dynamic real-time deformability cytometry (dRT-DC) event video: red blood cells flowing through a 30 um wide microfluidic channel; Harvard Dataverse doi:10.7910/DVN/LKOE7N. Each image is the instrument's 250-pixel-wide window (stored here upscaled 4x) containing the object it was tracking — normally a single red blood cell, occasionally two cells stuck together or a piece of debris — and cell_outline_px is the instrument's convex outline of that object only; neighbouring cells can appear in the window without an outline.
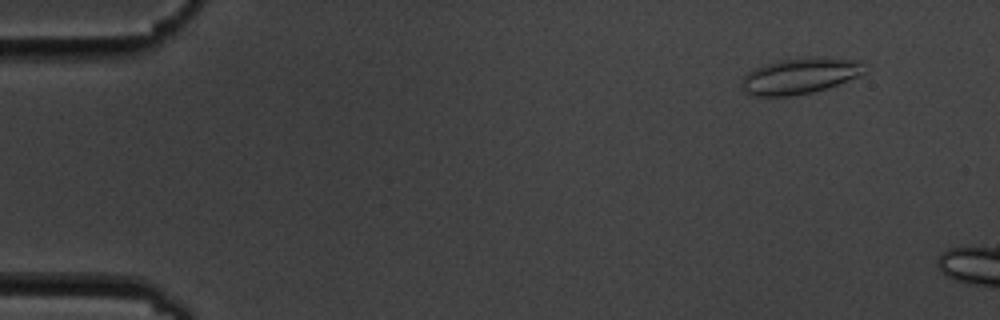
{"species": "common noctule bat (a hibernating species)", "species_latin": "Nyctalus noctula", "temperature_condition": "cold", "stored_images_in_passage": 4, "camera_frame_rate_fps": 3000, "um_per_image_px": 0.085, "animal": {"sex": "male", "body_mass_g": 19.5, "forearm_length_mm": 54.6}, "frame": {"image": 1, "passage_image": 2, "time_ms": 1.333, "image_size_px": [1000, 320], "cell_outline_px": [[864, 72], [860, 76], [812, 92], [788, 96], [748, 96], [740, 88], [744, 76], [748, 72], [756, 68], [780, 60], [812, 56], [824, 56], [856, 60], [860, 64]], "centroid_in_image_um": [67.94, 6.45], "position_along_channel_um": 17.1, "area_um2": 25.55}}